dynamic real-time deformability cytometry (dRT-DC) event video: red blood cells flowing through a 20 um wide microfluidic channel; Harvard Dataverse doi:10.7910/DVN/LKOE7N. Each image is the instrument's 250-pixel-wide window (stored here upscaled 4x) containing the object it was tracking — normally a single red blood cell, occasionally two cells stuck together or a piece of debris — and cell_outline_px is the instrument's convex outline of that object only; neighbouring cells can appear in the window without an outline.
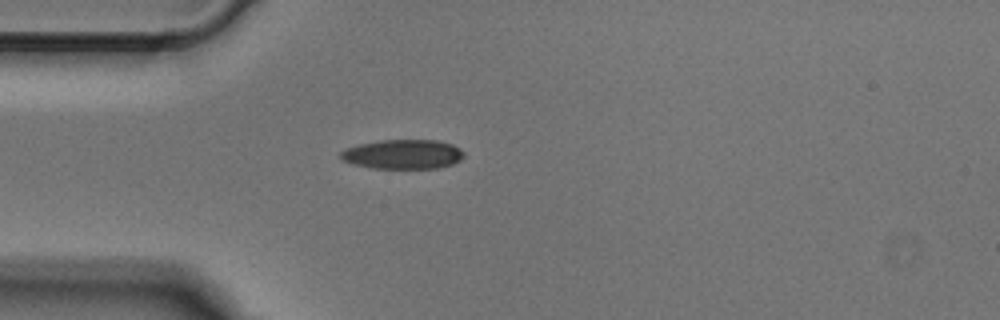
{"species": "Egyptian fruit bat (a non-hibernating species)", "species_latin": "Rousettus aegyptiacus", "temperature_condition": "cold", "stored_images_in_passage": 37, "camera_frame_rate_fps": 3000, "um_per_image_px": 0.085, "animal": {"sex": "male"}, "frame": {"image": 1, "passage_image": 1, "time_ms": 0.0, "image_size_px": [1000, 320], "cell_outline_px": [[464, 156], [460, 160], [452, 164], [440, 168], [372, 168], [352, 164], [344, 160], [340, 156], [340, 152], [344, 148], [356, 144], [380, 140], [436, 140], [452, 144], [460, 148], [464, 152]], "centroid_in_image_um": [34.23, 13.1], "position_along_channel_um": 50.8, "area_um2": 21.33}}
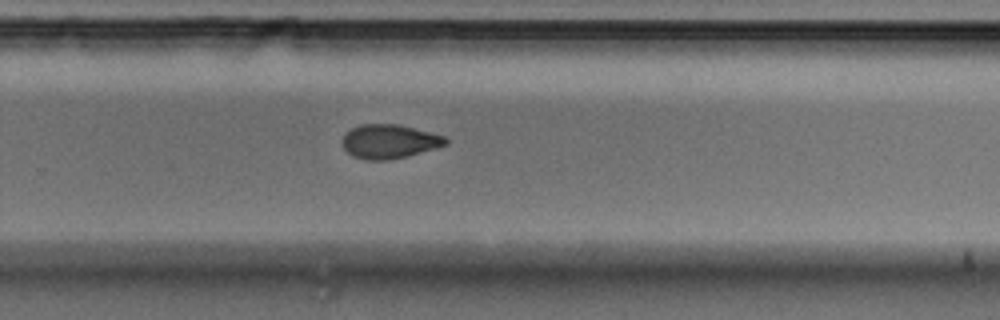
{"frame": {"image": 2, "passage_image": 20, "time_ms": 6.333, "image_size_px": [1000, 320], "cell_outline_px": [[448, 144], [436, 148], [408, 156], [388, 160], [364, 160], [352, 156], [344, 148], [340, 140], [352, 128], [360, 124], [400, 124], [444, 136], [448, 140]], "centroid_in_image_um": [33.08, 12.03], "position_along_channel_um": 296.7, "area_um2": 20.58}}
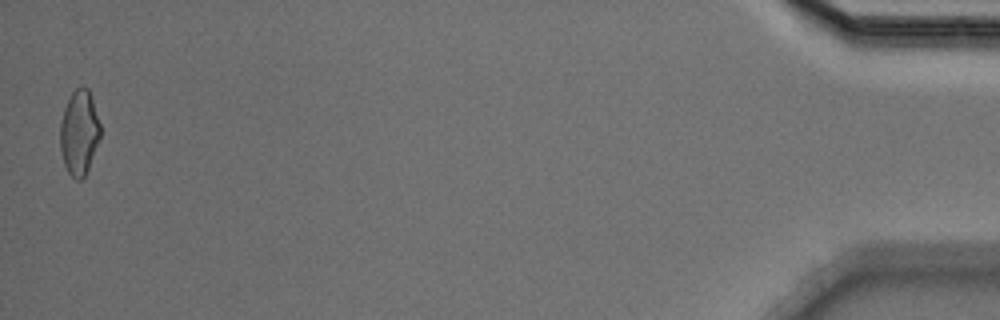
{"frame": {"image": 3, "passage_image": 37, "time_ms": 12.0, "image_size_px": [1000, 320], "cell_outline_px": [[100, 136], [88, 168], [84, 176], [80, 180], [76, 180], [68, 172], [64, 164], [60, 148], [60, 124], [64, 108], [72, 92], [76, 88], [88, 88], [92, 96], [100, 124]], "centroid_in_image_um": [6.73, 11.26], "position_along_channel_um": 428.5, "area_um2": 19.65}}